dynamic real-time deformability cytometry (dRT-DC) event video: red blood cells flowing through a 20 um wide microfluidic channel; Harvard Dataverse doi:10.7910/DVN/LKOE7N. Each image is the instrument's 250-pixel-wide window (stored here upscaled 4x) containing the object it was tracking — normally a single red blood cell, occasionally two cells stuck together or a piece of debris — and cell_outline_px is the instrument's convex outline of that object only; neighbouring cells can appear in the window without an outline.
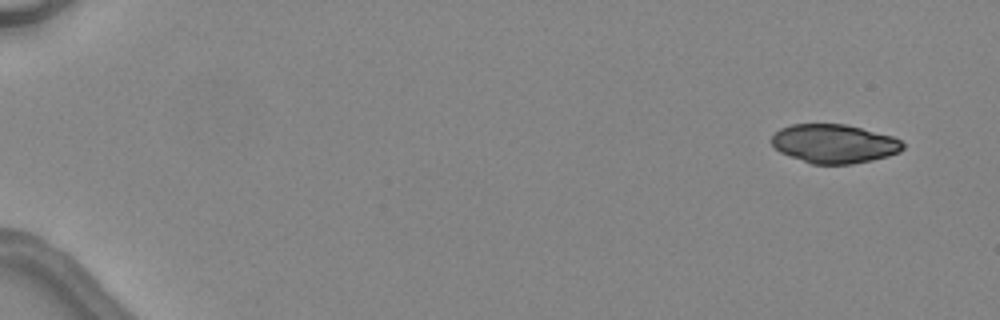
{"species": "common noctule bat (a hibernating species)", "species_latin": "Nyctalus noctula", "temperature_condition": "warm", "stored_images_in_passage": 3, "camera_frame_rate_fps": 3000, "um_per_image_px": 0.085, "animal": {"sex": "female", "body_mass_g": 24.6, "forearm_length_mm": 56.2}, "frame": {"image": 1, "passage_image": 1, "time_ms": 0.0, "image_size_px": [1000, 320], "cell_outline_px": [[904, 148], [900, 152], [888, 156], [872, 160], [852, 164], [812, 164], [780, 152], [772, 144], [772, 136], [780, 128], [792, 124], [844, 124], [892, 136], [900, 140], [904, 144]], "centroid_in_image_um": [70.91, 12.22], "position_along_channel_um": 14.1, "area_um2": 29.54}}